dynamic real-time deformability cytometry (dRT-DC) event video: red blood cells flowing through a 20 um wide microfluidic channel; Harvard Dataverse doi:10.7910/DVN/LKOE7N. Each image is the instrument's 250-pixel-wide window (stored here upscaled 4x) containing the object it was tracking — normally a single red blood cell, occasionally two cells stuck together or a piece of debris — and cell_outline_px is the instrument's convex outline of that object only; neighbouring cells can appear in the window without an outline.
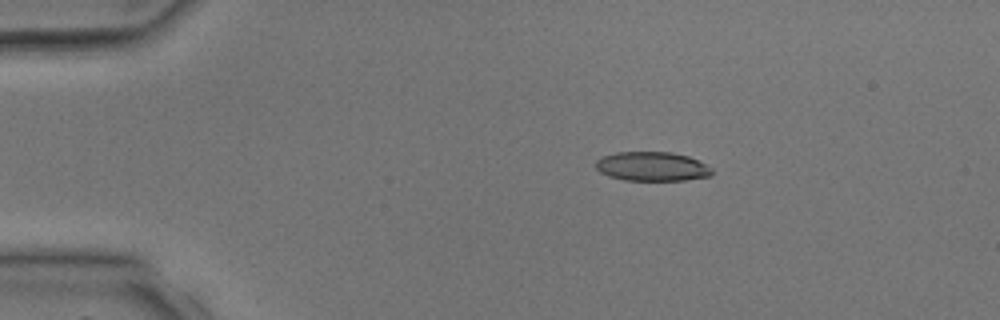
{"species": "common noctule bat (a hibernating species)", "species_latin": "Nyctalus noctula", "temperature_condition": "room temperature", "stored_images_in_passage": 4, "camera_frame_rate_fps": 3000, "um_per_image_px": 0.085, "animal": {"sex": "male", "body_mass_g": 17.9, "forearm_length_mm": 54.2}, "frame": {"image": 1, "passage_image": 3, "time_ms": 2.333, "image_size_px": [1000, 320], "cell_outline_px": [[712, 176], [684, 180], [624, 180], [608, 176], [600, 172], [596, 168], [596, 160], [604, 156], [616, 152], [672, 152], [688, 156], [712, 168]], "centroid_in_image_um": [55.42, 14.15], "position_along_channel_um": 29.6, "area_um2": 19.71}}